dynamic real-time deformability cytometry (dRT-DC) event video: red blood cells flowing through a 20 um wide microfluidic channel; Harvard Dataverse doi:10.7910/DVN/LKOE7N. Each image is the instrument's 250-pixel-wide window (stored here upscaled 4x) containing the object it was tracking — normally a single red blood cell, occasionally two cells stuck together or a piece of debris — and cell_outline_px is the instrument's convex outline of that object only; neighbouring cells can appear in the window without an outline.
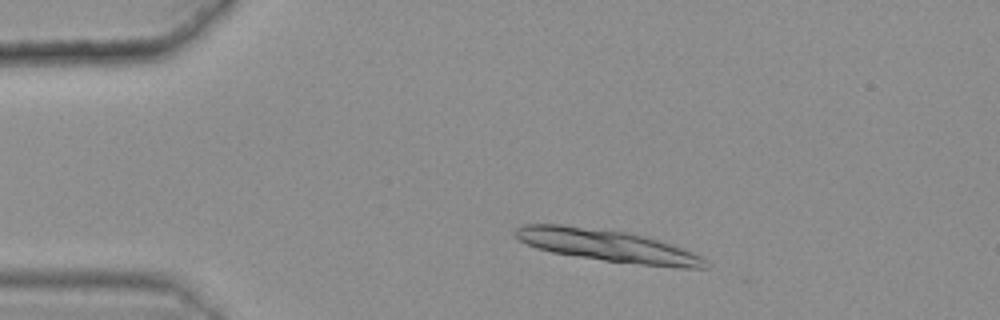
{"species": "common noctule bat (a hibernating species)", "species_latin": "Nyctalus noctula", "temperature_condition": "warm", "stored_images_in_passage": 15, "camera_frame_rate_fps": 3000, "um_per_image_px": 0.085, "animal": {"sex": "female", "body_mass_g": 25.1}, "frame": {"image": 1, "passage_image": 5, "time_ms": 1.333, "image_size_px": [1000, 320], "cell_outline_px": [[708, 268], [676, 268], [604, 260], [552, 252], [536, 248], [512, 236], [512, 232], [520, 224], [560, 224], [624, 232], [648, 236], [684, 248], [708, 260]], "centroid_in_image_um": [51.65, 20.88], "position_along_channel_um": 33.4, "area_um2": 35.43}}